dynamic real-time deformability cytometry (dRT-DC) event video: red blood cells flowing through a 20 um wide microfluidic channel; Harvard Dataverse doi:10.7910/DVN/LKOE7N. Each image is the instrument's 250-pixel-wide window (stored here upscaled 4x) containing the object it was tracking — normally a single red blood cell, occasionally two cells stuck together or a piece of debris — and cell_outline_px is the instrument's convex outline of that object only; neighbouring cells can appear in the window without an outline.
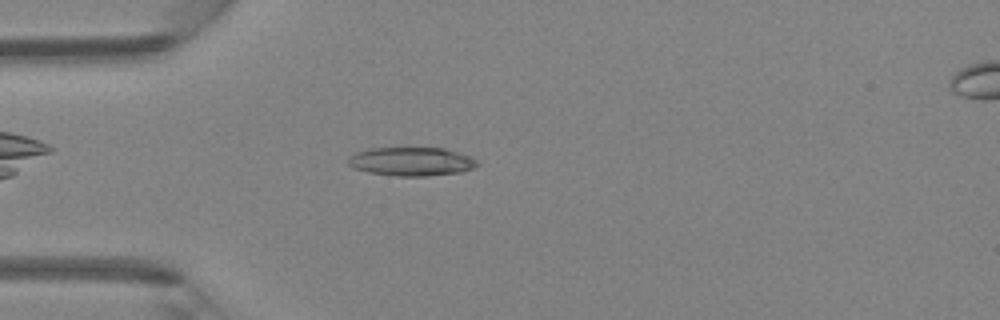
{"species": "Egyptian fruit bat (a non-hibernating species)", "species_latin": "Rousettus aegyptiacus", "temperature_condition": "room temperature", "stored_images_in_passage": 38, "camera_frame_rate_fps": 3000, "um_per_image_px": 0.085, "animal": {"sex": "female"}, "frame": {"image": 1, "passage_image": 5, "time_ms": 1.333, "image_size_px": [1000, 320], "cell_outline_px": [[480, 164], [472, 168], [460, 172], [424, 176], [396, 176], [368, 172], [352, 168], [348, 164], [348, 156], [356, 152], [372, 148], [444, 148], [472, 156]], "centroid_in_image_um": [34.96, 13.73], "position_along_channel_um": 50.0, "area_um2": 21.62}}
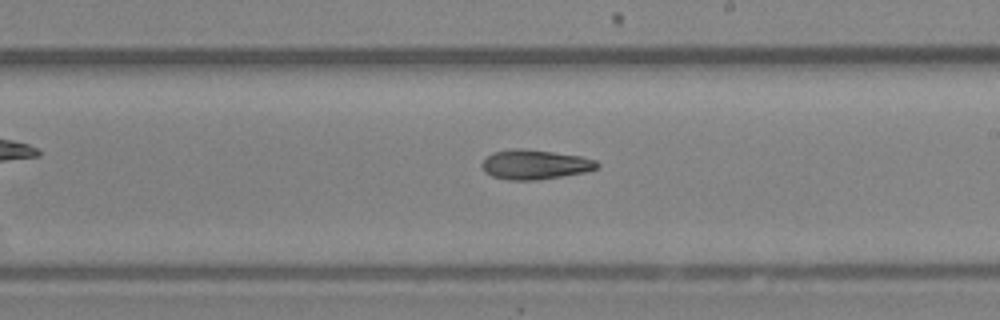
{"frame": {"image": 2, "passage_image": 19, "time_ms": 6.0, "image_size_px": [1000, 320], "cell_outline_px": [[600, 164], [596, 168], [584, 172], [536, 180], [508, 180], [492, 176], [484, 172], [480, 164], [492, 152], [512, 148], [524, 148], [580, 156], [596, 160]], "centroid_in_image_um": [45.42, 13.98], "position_along_channel_um": 243.6, "area_um2": 19.83}}
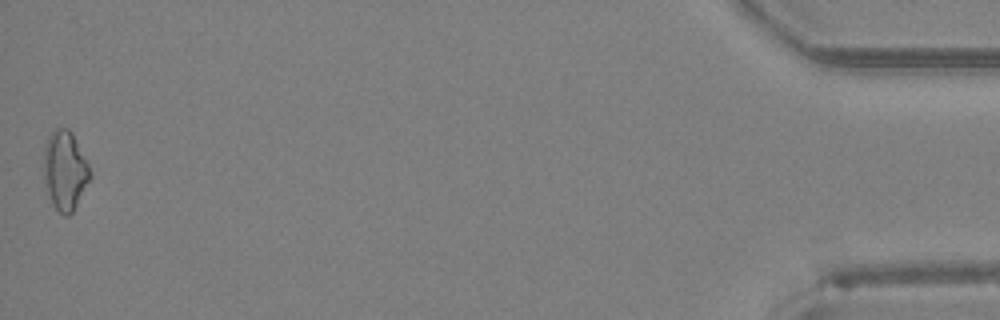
{"frame": {"image": 3, "passage_image": 38, "time_ms": 12.333, "image_size_px": [1000, 320], "cell_outline_px": [[92, 176], [72, 212], [68, 216], [64, 216], [52, 204], [44, 180], [44, 144], [48, 136], [56, 128], [68, 128], [72, 132], [88, 160]], "centroid_in_image_um": [5.54, 14.45], "position_along_channel_um": 429.7, "area_um2": 21.5}}